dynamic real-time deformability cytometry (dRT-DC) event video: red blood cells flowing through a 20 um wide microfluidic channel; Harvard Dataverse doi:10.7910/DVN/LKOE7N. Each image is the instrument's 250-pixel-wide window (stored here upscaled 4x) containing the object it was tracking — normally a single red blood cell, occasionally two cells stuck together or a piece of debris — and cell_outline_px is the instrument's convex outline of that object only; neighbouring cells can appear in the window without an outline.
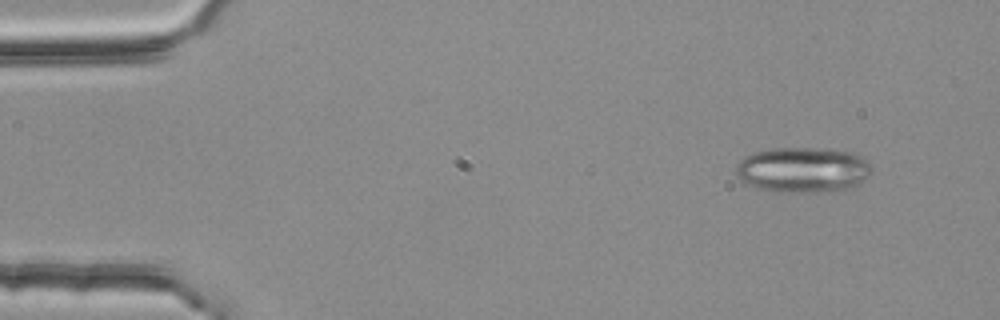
{"species": "common noctule bat (a hibernating species)", "species_latin": "Nyctalus noctula", "temperature_condition": "room temperature", "stored_images_in_passage": 4, "camera_frame_rate_fps": 3000, "um_per_image_px": 0.085, "animal": {"sex": "female", "body_mass_g": 25.1}, "frame": {"image": 1, "passage_image": 2, "time_ms": 0.333, "image_size_px": [1000, 320], "cell_outline_px": [[872, 168], [868, 176], [852, 188], [804, 192], [776, 192], [756, 188], [744, 184], [736, 176], [736, 164], [744, 156], [756, 152], [776, 148], [812, 148], [852, 152], [860, 156]], "centroid_in_image_um": [68.17, 14.44], "position_along_channel_um": 16.8, "area_um2": 35.66}}